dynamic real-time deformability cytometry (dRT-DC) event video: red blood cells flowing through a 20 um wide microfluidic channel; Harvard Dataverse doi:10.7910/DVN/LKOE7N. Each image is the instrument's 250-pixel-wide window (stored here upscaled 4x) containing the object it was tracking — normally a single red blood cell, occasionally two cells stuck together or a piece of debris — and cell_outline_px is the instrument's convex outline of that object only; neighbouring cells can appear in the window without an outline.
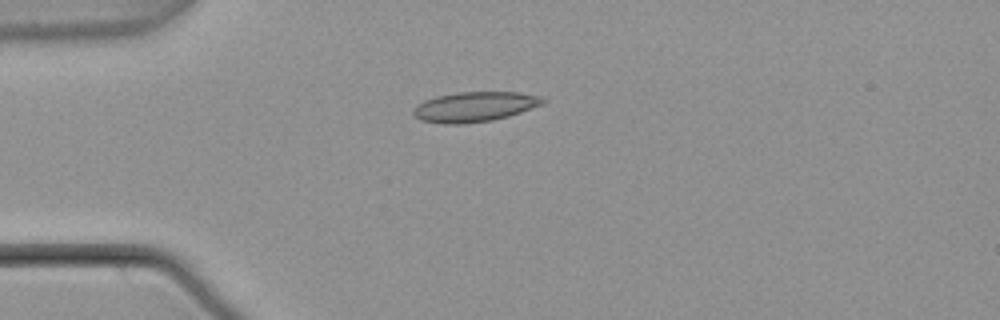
{"species": "common noctule bat (a hibernating species)", "species_latin": "Nyctalus noctula", "temperature_condition": "warm", "stored_images_in_passage": 4, "camera_frame_rate_fps": 3000, "um_per_image_px": 0.085, "animal": {"sex": "male", "body_mass_g": 21.5, "forearm_length_mm": 52.0}, "frame": {"image": 1, "passage_image": 2, "time_ms": 0.333, "image_size_px": [1000, 320], "cell_outline_px": [[548, 100], [544, 104], [508, 116], [492, 120], [460, 124], [444, 124], [420, 120], [412, 112], [424, 100], [436, 96], [456, 92], [520, 92], [540, 96]], "centroid_in_image_um": [40.38, 9.06], "position_along_channel_um": 44.6, "area_um2": 22.54}}
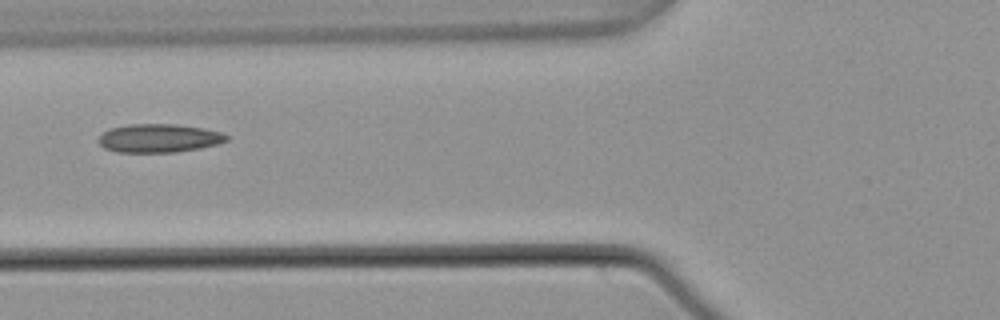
{"frame": {"image": 2, "passage_image": 4, "time_ms": 1.0, "image_size_px": [1000, 320], "cell_outline_px": [[232, 136], [228, 140], [220, 144], [200, 148], [176, 152], [116, 152], [104, 148], [100, 144], [100, 136], [108, 128], [128, 124], [176, 124], [204, 128], [220, 132]], "centroid_in_image_um": [13.56, 11.74], "position_along_channel_um": 112.2, "area_um2": 21.44}}